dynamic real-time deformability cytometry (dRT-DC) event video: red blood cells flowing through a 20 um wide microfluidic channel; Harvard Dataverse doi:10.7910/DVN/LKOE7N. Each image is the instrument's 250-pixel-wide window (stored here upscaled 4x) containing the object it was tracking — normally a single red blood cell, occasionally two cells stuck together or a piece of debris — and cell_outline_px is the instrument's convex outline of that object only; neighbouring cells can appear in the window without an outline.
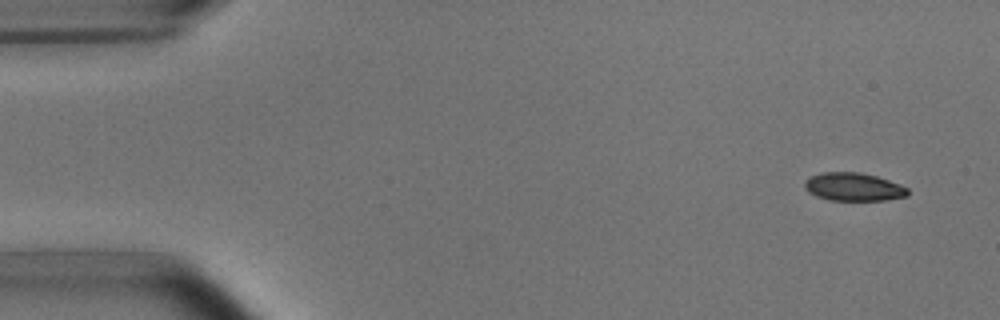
{"species": "common noctule bat (a hibernating species)", "species_latin": "Nyctalus noctula", "temperature_condition": "room temperature", "stored_images_in_passage": 8, "camera_frame_rate_fps": 3000, "um_per_image_px": 0.085, "animal": {"sex": "male", "body_mass_g": 15.6}, "frame": {"image": 1, "passage_image": 1, "time_ms": 0.0, "image_size_px": [1000, 320], "cell_outline_px": [[908, 196], [884, 200], [828, 200], [816, 196], [808, 192], [804, 188], [804, 180], [820, 172], [860, 172], [876, 176], [900, 184], [908, 188]], "centroid_in_image_um": [72.52, 15.88], "position_along_channel_um": 12.5, "area_um2": 16.99}}
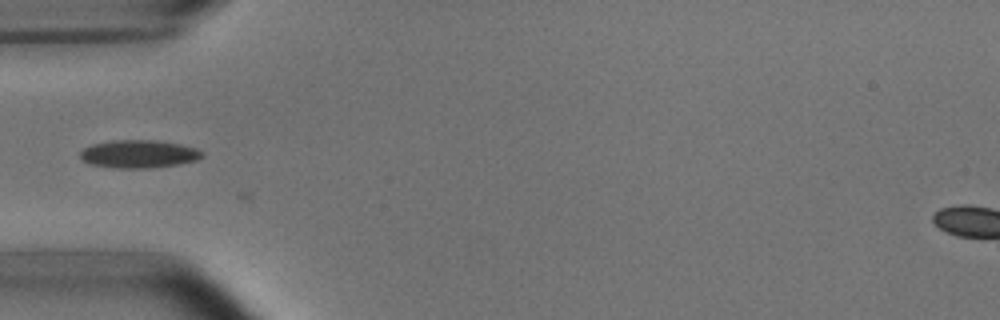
{"frame": {"image": 2, "passage_image": 5, "time_ms": 4.667, "image_size_px": [1000, 320], "cell_outline_px": [[204, 156], [196, 160], [180, 164], [152, 168], [112, 168], [88, 164], [80, 156], [80, 152], [84, 148], [92, 144], [112, 140], [160, 140], [180, 144], [196, 148], [204, 152]], "centroid_in_image_um": [11.81, 13.09], "position_along_channel_um": 73.2, "area_um2": 20.11}}
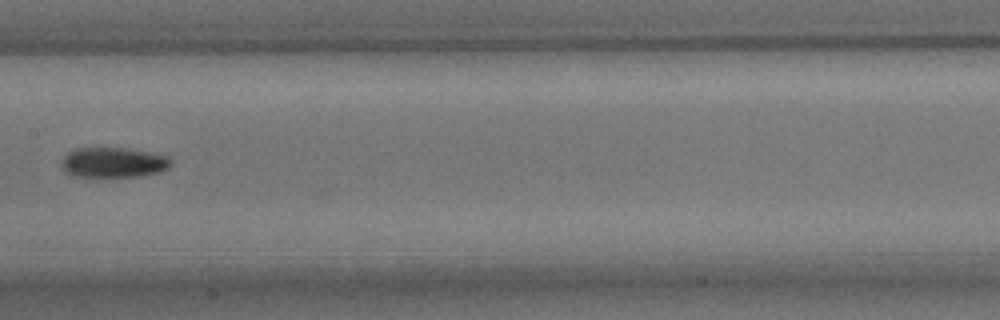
{"frame": {"image": 3, "passage_image": 8, "time_ms": 8.0, "image_size_px": [1000, 320], "cell_outline_px": [[172, 164], [168, 168], [160, 172], [136, 176], [72, 176], [64, 168], [64, 156], [72, 148], [128, 148], [168, 156], [172, 160]], "centroid_in_image_um": [9.69, 13.79], "position_along_channel_um": 197.7, "area_um2": 18.96}}